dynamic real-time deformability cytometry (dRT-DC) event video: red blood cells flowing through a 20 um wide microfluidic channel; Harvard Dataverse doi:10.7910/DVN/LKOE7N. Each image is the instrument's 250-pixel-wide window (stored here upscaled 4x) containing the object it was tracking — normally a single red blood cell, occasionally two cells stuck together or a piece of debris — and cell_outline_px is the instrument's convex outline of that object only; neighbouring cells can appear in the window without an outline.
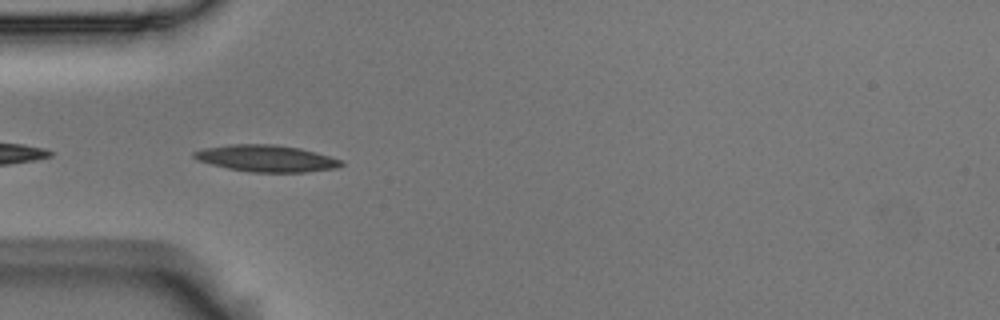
{"species": "Egyptian fruit bat (a non-hibernating species)", "species_latin": "Rousettus aegyptiacus", "temperature_condition": "room temperature", "stored_images_in_passage": 10, "camera_frame_rate_fps": 3000, "um_per_image_px": 0.085, "animal": {"sex": "male"}, "frame": {"image": 1, "passage_image": 5, "time_ms": 1.333, "image_size_px": [1000, 320], "cell_outline_px": [[344, 164], [340, 168], [304, 172], [252, 172], [228, 168], [196, 160], [192, 156], [192, 152], [204, 148], [232, 144], [276, 144], [300, 148], [316, 152], [344, 160]], "centroid_in_image_um": [22.68, 13.46], "position_along_channel_um": 62.3, "area_um2": 23.06}}
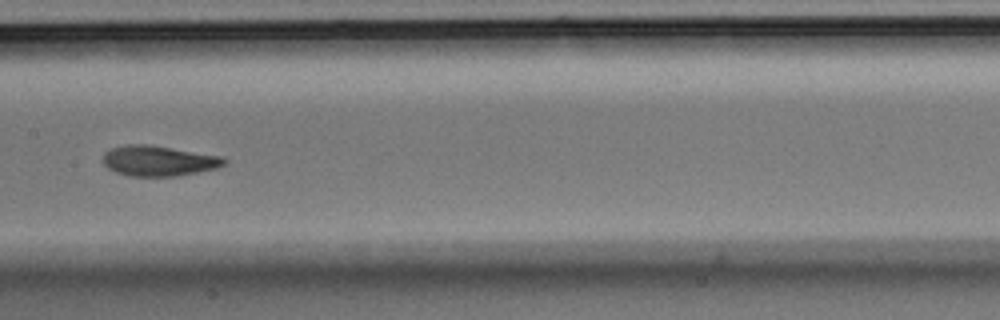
{"frame": {"image": 2, "passage_image": 8, "time_ms": 2.333, "image_size_px": [1000, 320], "cell_outline_px": [[228, 160], [224, 164], [216, 168], [176, 176], [128, 176], [116, 172], [108, 168], [104, 164], [104, 152], [112, 148], [128, 144], [148, 144], [220, 156]], "centroid_in_image_um": [13.46, 13.67], "position_along_channel_um": 193.9, "area_um2": 21.21}}
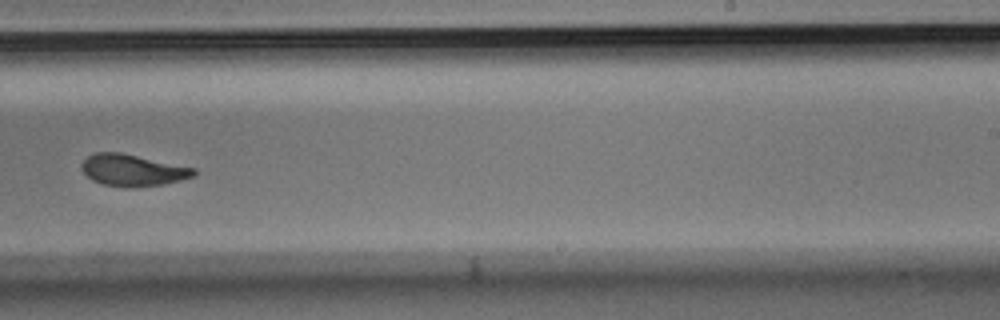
{"frame": {"image": 3, "passage_image": 10, "time_ms": 3.0, "image_size_px": [1000, 320], "cell_outline_px": [[196, 176], [164, 184], [132, 188], [128, 188], [104, 184], [92, 180], [80, 168], [80, 164], [88, 156], [96, 152], [120, 152], [196, 168]], "centroid_in_image_um": [11.29, 14.47], "position_along_channel_um": 277.7, "area_um2": 20.81}}